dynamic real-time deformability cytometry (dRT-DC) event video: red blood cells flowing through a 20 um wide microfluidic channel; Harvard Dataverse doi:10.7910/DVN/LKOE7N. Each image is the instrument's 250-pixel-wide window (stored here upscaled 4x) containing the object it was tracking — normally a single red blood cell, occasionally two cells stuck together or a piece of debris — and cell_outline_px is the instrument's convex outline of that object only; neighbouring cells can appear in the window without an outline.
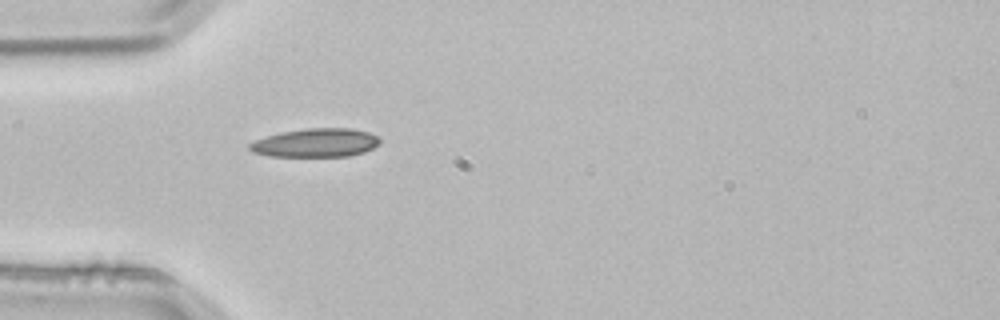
{"species": "common noctule bat (a hibernating species)", "species_latin": "Nyctalus noctula", "temperature_condition": "room temperature", "stored_images_in_passage": 1, "camera_frame_rate_fps": 3000, "um_per_image_px": 0.085, "animal": {"sex": "male", "body_mass_g": 21.5, "forearm_length_mm": 52.0}, "frame": {"image": 1, "passage_image": 1, "time_ms": 0.0, "image_size_px": [1000, 320], "cell_outline_px": [[380, 144], [364, 152], [348, 156], [268, 156], [252, 152], [248, 148], [248, 144], [256, 140], [280, 132], [308, 128], [352, 128], [368, 132], [376, 136], [380, 140]], "centroid_in_image_um": [26.83, 12.14], "position_along_channel_um": 58.2, "area_um2": 21.68}}